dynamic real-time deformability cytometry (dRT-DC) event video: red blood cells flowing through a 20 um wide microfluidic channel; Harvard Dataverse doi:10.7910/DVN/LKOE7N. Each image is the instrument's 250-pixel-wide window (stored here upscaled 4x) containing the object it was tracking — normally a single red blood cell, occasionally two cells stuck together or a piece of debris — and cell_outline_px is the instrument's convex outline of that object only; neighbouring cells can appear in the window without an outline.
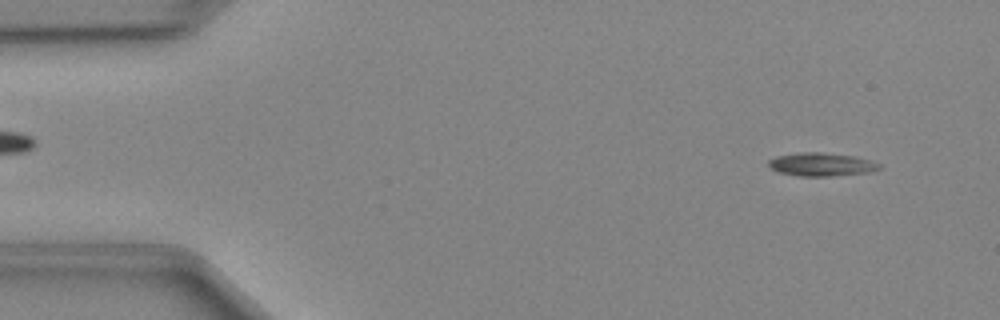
{"species": "Egyptian fruit bat (a non-hibernating species)", "species_latin": "Rousettus aegyptiacus", "temperature_condition": "cold", "stored_images_in_passage": 47, "camera_frame_rate_fps": 3000, "um_per_image_px": 0.085, "animal": {"sex": "female"}, "frame": {"image": 1, "passage_image": 3, "time_ms": 0.667, "image_size_px": [1000, 320], "cell_outline_px": [[880, 168], [872, 172], [832, 176], [796, 176], [776, 172], [768, 168], [768, 160], [776, 156], [800, 152], [820, 152], [852, 156], [868, 160], [880, 164]], "centroid_in_image_um": [69.74, 13.99], "position_along_channel_um": 15.3, "area_um2": 15.14}}
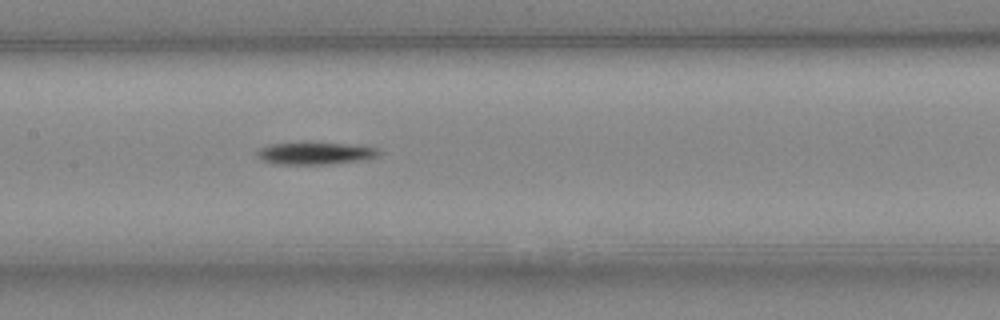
{"frame": {"image": 2, "passage_image": 22, "time_ms": 7.0, "image_size_px": [1000, 320], "cell_outline_px": [[380, 152], [376, 156], [368, 160], [324, 164], [272, 164], [256, 156], [256, 152], [260, 148], [268, 144], [344, 144], [380, 148]], "centroid_in_image_um": [26.8, 13.06], "position_along_channel_um": 180.6, "area_um2": 15.37}}
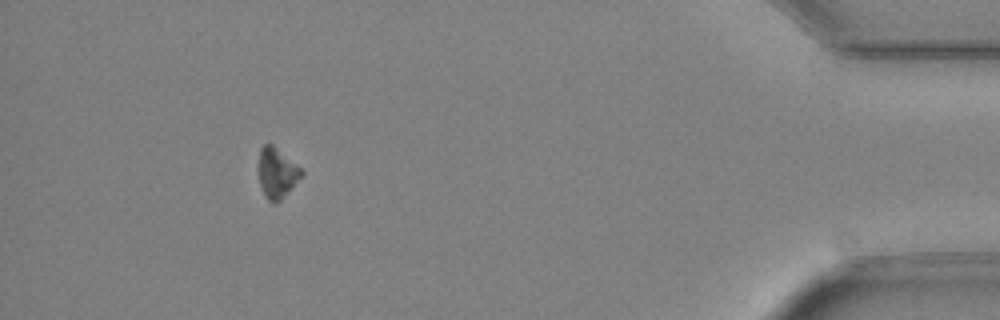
{"frame": {"image": 3, "passage_image": 43, "time_ms": 14.0, "image_size_px": [1000, 320], "cell_outline_px": [[304, 172], [280, 200], [276, 204], [272, 204], [264, 196], [260, 184], [260, 148], [264, 144], [272, 144], [300, 168]], "centroid_in_image_um": [23.52, 14.73], "position_along_channel_um": 411.7, "area_um2": 12.02}}